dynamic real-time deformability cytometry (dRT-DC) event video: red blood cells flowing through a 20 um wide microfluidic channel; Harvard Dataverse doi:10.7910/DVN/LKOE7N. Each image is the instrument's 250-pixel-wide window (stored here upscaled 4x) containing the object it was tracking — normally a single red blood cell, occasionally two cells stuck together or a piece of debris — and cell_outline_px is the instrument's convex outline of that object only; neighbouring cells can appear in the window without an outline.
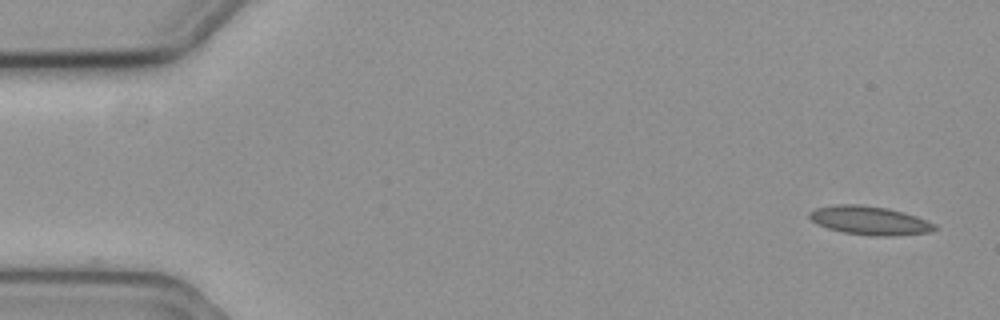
{"species": "common noctule bat (a hibernating species)", "species_latin": "Nyctalus noctula", "temperature_condition": "cold", "stored_images_in_passage": 8, "camera_frame_rate_fps": 3000, "um_per_image_px": 0.085, "animal": {"sex": "female", "body_mass_g": 19.3, "forearm_length_mm": 54.1}, "frame": {"image": 1, "passage_image": 1, "time_ms": 0.0, "image_size_px": [1000, 320], "cell_outline_px": [[936, 228], [928, 232], [896, 236], [872, 236], [844, 232], [828, 228], [812, 220], [808, 216], [808, 212], [816, 208], [836, 204], [860, 204], [888, 208], [904, 212], [916, 216], [936, 224]], "centroid_in_image_um": [73.92, 18.73], "position_along_channel_um": 11.1, "area_um2": 20.87}}